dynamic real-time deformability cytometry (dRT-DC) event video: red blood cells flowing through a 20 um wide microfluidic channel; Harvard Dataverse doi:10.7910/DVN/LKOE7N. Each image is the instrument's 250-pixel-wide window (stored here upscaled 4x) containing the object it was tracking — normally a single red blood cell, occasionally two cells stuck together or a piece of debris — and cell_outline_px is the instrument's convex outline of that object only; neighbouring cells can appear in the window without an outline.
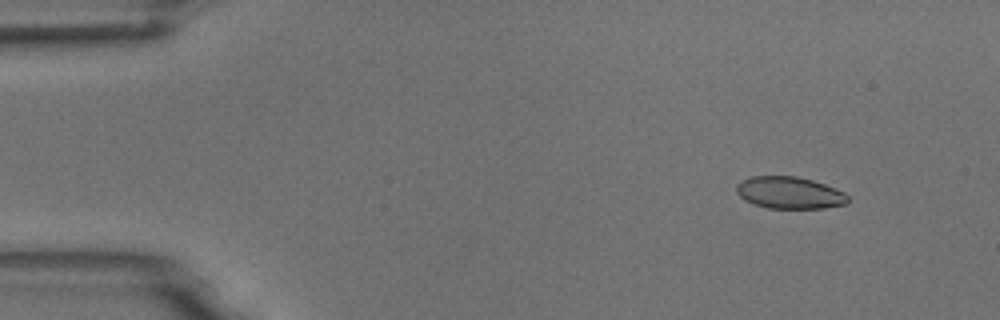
{"species": "common noctule bat (a hibernating species)", "species_latin": "Nyctalus noctula", "temperature_condition": "room temperature", "stored_images_in_passage": 54, "camera_frame_rate_fps": 3000, "um_per_image_px": 0.085, "animal": {"sex": "male", "body_mass_g": 18.8}, "frame": {"image": 1, "passage_image": 6, "time_ms": 1.667, "image_size_px": [1000, 320], "cell_outline_px": [[848, 204], [824, 208], [768, 208], [752, 204], [744, 200], [736, 192], [736, 184], [752, 176], [796, 176], [812, 180], [824, 184], [844, 192], [848, 196]], "centroid_in_image_um": [67.1, 16.39], "position_along_channel_um": 17.9, "area_um2": 20.81}}
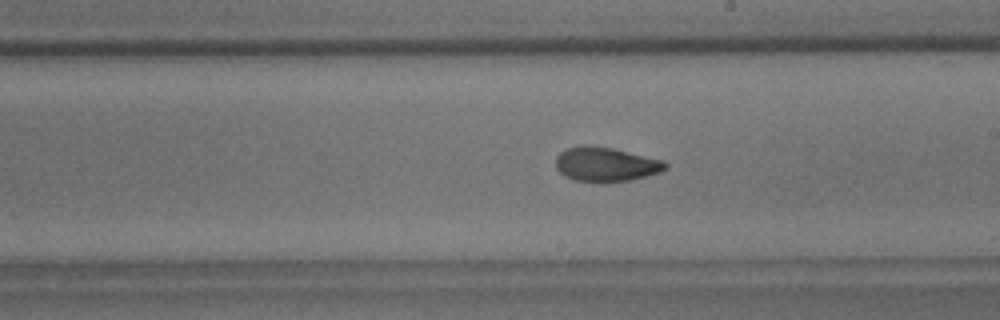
{"frame": {"image": 2, "passage_image": 31, "time_ms": 10.0, "image_size_px": [1000, 320], "cell_outline_px": [[668, 168], [660, 172], [628, 180], [572, 180], [564, 176], [556, 168], [556, 156], [560, 152], [568, 148], [584, 144], [588, 144], [612, 148], [664, 160], [668, 164]], "centroid_in_image_um": [51.48, 13.93], "position_along_channel_um": 237.5, "area_um2": 21.56}}
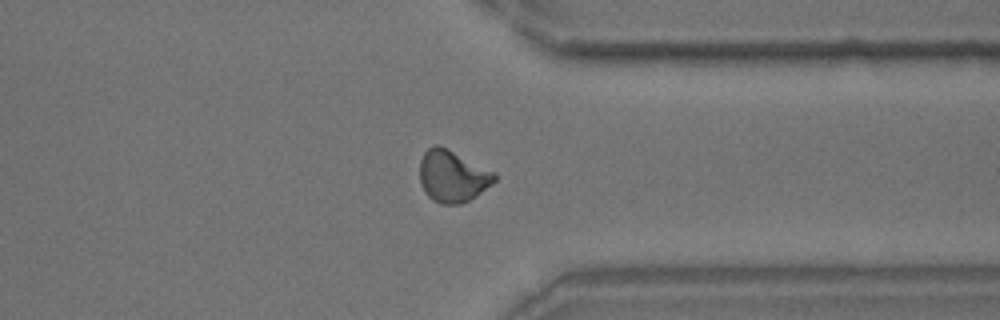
{"frame": {"image": 3, "passage_image": 42, "time_ms": 13.667, "image_size_px": [1000, 320], "cell_outline_px": [[496, 180], [492, 184], [468, 200], [460, 204], [440, 204], [432, 200], [424, 192], [420, 184], [420, 160], [424, 152], [428, 148], [436, 144], [496, 172]], "centroid_in_image_um": [38.44, 14.99], "position_along_channel_um": 373.0, "area_um2": 22.37}, "authors_computed_cell_mechanics": {"area_um2": 21.5594, "velocity_mm_per_s": 3.7687, "shape_relaxation_time_tau1_ms": 7.3638, "shape_relaxation_time_tau2_ms": 1.384, "deformation_change_tau1": 0.1847, "deformation_change_tau2": 0.0624}}